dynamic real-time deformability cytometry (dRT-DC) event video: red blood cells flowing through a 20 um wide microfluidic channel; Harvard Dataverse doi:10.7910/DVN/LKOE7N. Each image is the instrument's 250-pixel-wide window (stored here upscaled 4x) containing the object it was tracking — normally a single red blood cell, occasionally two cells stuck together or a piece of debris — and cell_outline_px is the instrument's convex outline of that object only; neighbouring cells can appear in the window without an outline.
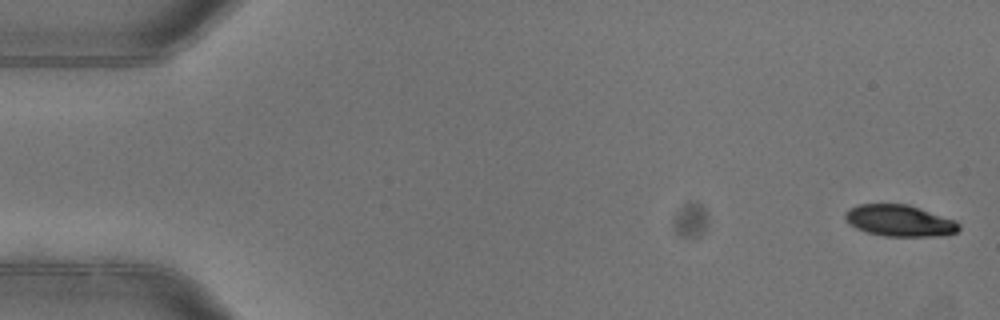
{"species": "common noctule bat (a hibernating species)", "species_latin": "Nyctalus noctula", "temperature_condition": "warm", "stored_images_in_passage": 4, "camera_frame_rate_fps": 3000, "um_per_image_px": 0.085, "animal": {"sex": "female"}, "frame": {"image": 1, "passage_image": 1, "time_ms": 0.0, "image_size_px": [1000, 320], "cell_outline_px": [[960, 228], [956, 232], [936, 236], [884, 236], [868, 232], [856, 228], [848, 224], [844, 216], [844, 212], [848, 208], [856, 204], [908, 204], [956, 220], [960, 224]], "centroid_in_image_um": [76.43, 18.74], "position_along_channel_um": 8.6, "area_um2": 20.98}}
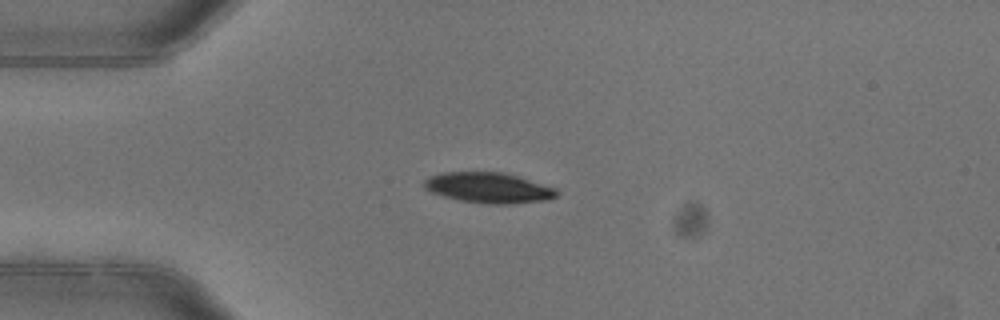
{"frame": {"image": 2, "passage_image": 4, "time_ms": 1.0, "image_size_px": [1000, 320], "cell_outline_px": [[560, 192], [556, 196], [548, 200], [512, 204], [488, 204], [460, 200], [444, 196], [432, 192], [424, 188], [424, 180], [428, 176], [440, 172], [504, 172], [556, 188]], "centroid_in_image_um": [41.54, 15.96], "position_along_channel_um": 43.5, "area_um2": 23.64}}